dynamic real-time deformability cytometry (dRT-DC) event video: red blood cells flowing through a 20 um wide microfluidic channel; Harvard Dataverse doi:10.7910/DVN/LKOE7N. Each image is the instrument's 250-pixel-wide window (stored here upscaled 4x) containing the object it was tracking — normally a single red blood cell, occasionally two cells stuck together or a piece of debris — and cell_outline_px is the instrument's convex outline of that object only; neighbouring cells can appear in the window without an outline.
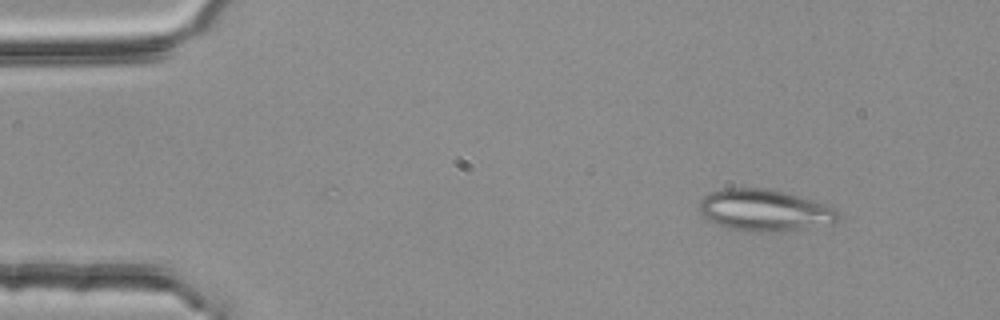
{"species": "common noctule bat (a hibernating species)", "species_latin": "Nyctalus noctula", "temperature_condition": "room temperature", "stored_images_in_passage": 5, "camera_frame_rate_fps": 3000, "um_per_image_px": 0.085, "animal": {"sex": "female", "body_mass_g": 25.1}, "frame": {"image": 1, "passage_image": 2, "time_ms": 0.333, "image_size_px": [1000, 320], "cell_outline_px": [[840, 220], [832, 224], [800, 228], [760, 232], [732, 228], [720, 224], [704, 216], [700, 212], [700, 200], [704, 196], [712, 192], [724, 188], [764, 188], [784, 192], [800, 196], [836, 208], [840, 216]], "centroid_in_image_um": [65.04, 17.85], "position_along_channel_um": 20.0, "area_um2": 33.0}}